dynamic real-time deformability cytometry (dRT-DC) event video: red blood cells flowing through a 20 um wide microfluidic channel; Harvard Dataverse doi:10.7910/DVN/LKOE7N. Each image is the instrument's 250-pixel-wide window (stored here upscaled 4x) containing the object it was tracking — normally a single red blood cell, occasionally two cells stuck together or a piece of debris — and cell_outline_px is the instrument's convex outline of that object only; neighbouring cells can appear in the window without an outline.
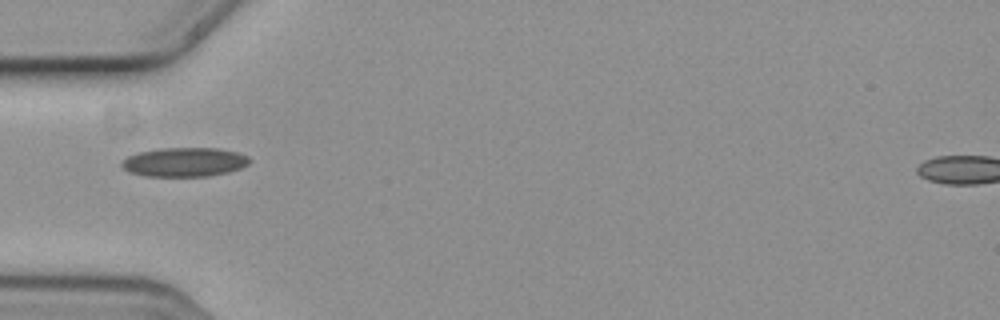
{"species": "common noctule bat (a hibernating species)", "species_latin": "Nyctalus noctula", "temperature_condition": "cold", "stored_images_in_passage": 2, "camera_frame_rate_fps": 3000, "um_per_image_px": 0.085, "animal": {"sex": "female", "body_mass_g": 19.3, "forearm_length_mm": 54.1}, "frame": {"image": 1, "passage_image": 1, "time_ms": 0.0, "image_size_px": [1000, 320], "cell_outline_px": [[252, 160], [248, 164], [240, 168], [228, 172], [208, 176], [144, 176], [128, 172], [120, 164], [120, 160], [136, 152], [160, 148], [220, 148], [236, 152], [248, 156]], "centroid_in_image_um": [15.64, 13.77], "position_along_channel_um": 69.4, "area_um2": 21.91}}
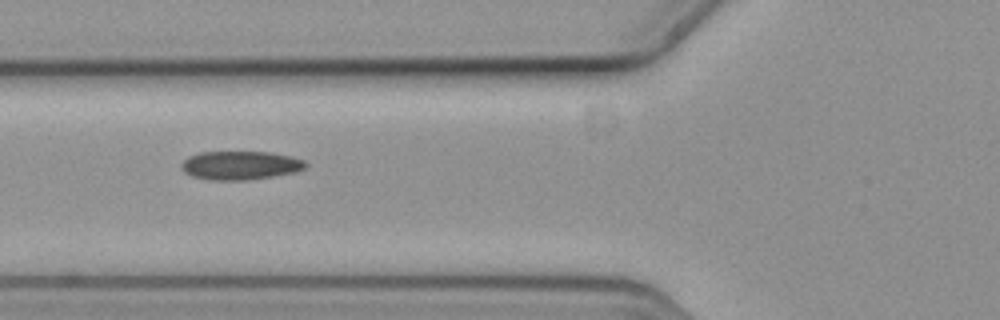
{"frame": {"image": 2, "passage_image": 2, "time_ms": 0.333, "image_size_px": [1000, 320], "cell_outline_px": [[308, 164], [304, 168], [296, 172], [248, 180], [208, 180], [192, 176], [184, 172], [180, 168], [180, 164], [188, 156], [200, 152], [268, 152], [292, 156], [304, 160]], "centroid_in_image_um": [20.4, 14.05], "position_along_channel_um": 105.4, "area_um2": 20.87}}